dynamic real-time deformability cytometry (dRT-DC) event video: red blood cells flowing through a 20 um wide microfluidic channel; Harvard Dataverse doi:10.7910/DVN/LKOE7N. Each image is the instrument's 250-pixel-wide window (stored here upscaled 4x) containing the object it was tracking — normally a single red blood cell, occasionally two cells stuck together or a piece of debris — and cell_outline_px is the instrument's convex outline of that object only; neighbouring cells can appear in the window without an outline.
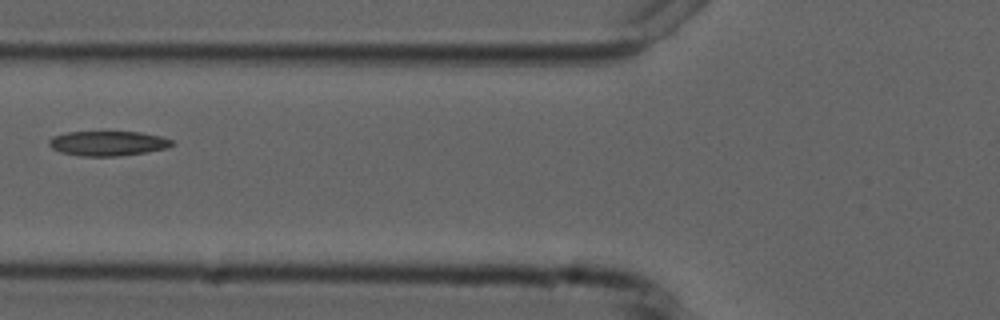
{"species": "common noctule bat (a hibernating species)", "species_latin": "Nyctalus noctula", "temperature_condition": "cold", "stored_images_in_passage": 6, "camera_frame_rate_fps": 3000, "um_per_image_px": 0.085, "animal": {"sex": "male", "forearm_length_mm": 52.5}, "frame": {"image": 1, "passage_image": 5, "time_ms": 5.333, "image_size_px": [1000, 320], "cell_outline_px": [[176, 144], [168, 148], [120, 156], [80, 156], [60, 152], [52, 148], [48, 144], [48, 140], [52, 136], [68, 132], [140, 132], [160, 136], [172, 140]], "centroid_in_image_um": [9.16, 12.19], "position_along_channel_um": 116.6, "area_um2": 17.8}}
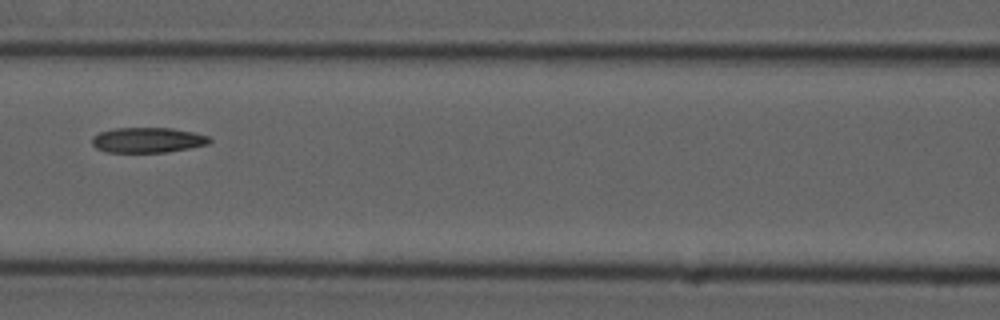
{"frame": {"image": 2, "passage_image": 6, "time_ms": 6.333, "image_size_px": [1000, 320], "cell_outline_px": [[212, 140], [208, 144], [188, 148], [164, 152], [108, 152], [96, 148], [92, 144], [92, 136], [100, 132], [116, 128], [172, 128], [192, 132], [208, 136]], "centroid_in_image_um": [12.53, 11.9], "position_along_channel_um": 154.1, "area_um2": 17.11}}